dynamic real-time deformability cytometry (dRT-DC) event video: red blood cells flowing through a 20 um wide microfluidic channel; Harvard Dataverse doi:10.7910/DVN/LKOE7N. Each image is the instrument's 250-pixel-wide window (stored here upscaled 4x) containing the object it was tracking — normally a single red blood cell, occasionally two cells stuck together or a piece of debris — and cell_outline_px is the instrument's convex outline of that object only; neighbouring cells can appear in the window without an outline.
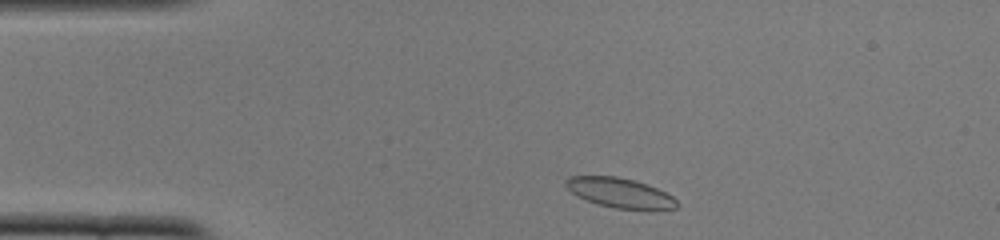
{"species": "common noctule bat (a hibernating species)", "species_latin": "Nyctalus noctula", "temperature_condition": "cold", "stored_images_in_passage": 44, "camera_frame_rate_fps": 3000, "um_per_image_px": 0.085, "animal": {"sex": "female", "body_mass_g": 22.0, "forearm_length_mm": 56.7}, "frame": {"image": 1, "passage_image": 2, "time_ms": 0.333, "image_size_px": [1000, 240], "cell_outline_px": [[680, 204], [676, 208], [616, 208], [596, 204], [576, 196], [564, 184], [564, 180], [568, 176], [616, 176], [648, 184], [672, 196]], "centroid_in_image_um": [52.63, 16.37], "position_along_channel_um": 32.4, "area_um2": 18.96}}
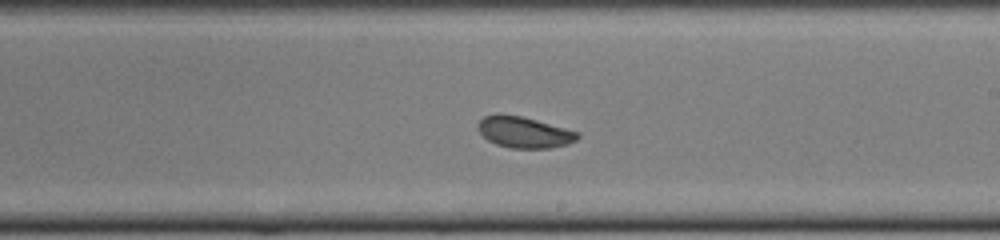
{"frame": {"image": 2, "passage_image": 22, "time_ms": 7.0, "image_size_px": [1000, 240], "cell_outline_px": [[580, 136], [576, 140], [568, 144], [548, 148], [508, 148], [496, 144], [488, 140], [476, 128], [476, 124], [484, 116], [496, 112], [500, 112], [520, 116], [536, 120], [580, 132]], "centroid_in_image_um": [44.51, 11.22], "position_along_channel_um": 244.5, "area_um2": 18.32}}
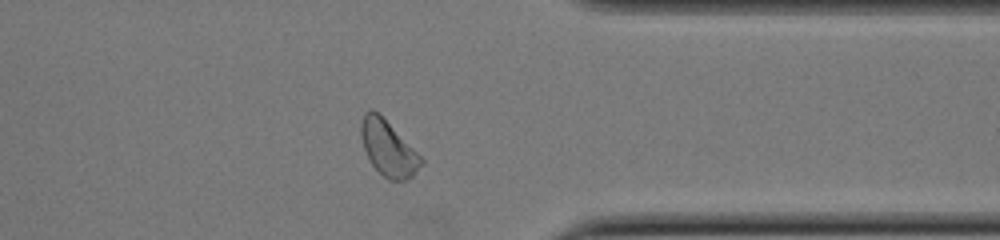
{"frame": {"image": 3, "passage_image": 33, "time_ms": 10.667, "image_size_px": [1000, 240], "cell_outline_px": [[424, 164], [412, 176], [404, 180], [388, 180], [372, 164], [364, 148], [360, 136], [360, 124], [364, 112], [372, 108], [424, 160]], "centroid_in_image_um": [32.97, 12.63], "position_along_channel_um": 378.4, "area_um2": 18.73}, "authors_computed_cell_mechanics": {"area_um2": 18.9584, "velocity_mm_per_s": 3.8431, "shape_relaxation_time_tau1_ms": 3.4272, "shape_relaxation_time_tau2_ms": 1.5236, "deformation_change_tau1": 0.0761, "deformation_change_tau2": 0.0448}}